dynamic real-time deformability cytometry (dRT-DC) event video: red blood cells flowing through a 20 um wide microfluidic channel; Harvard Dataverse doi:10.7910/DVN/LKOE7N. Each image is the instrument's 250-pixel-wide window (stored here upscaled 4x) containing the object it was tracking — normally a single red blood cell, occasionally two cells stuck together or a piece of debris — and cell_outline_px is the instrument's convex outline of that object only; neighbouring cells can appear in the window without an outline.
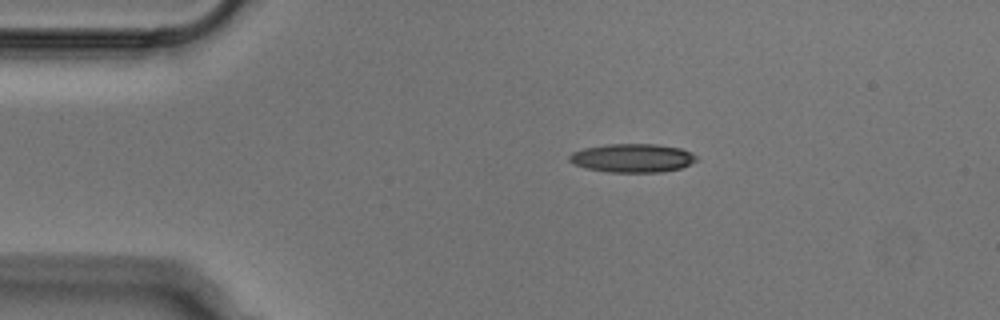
{"species": "Egyptian fruit bat (a non-hibernating species)", "species_latin": "Rousettus aegyptiacus", "temperature_condition": "cold", "stored_images_in_passage": 43, "camera_frame_rate_fps": 3000, "um_per_image_px": 0.085, "animal": {"sex": "male"}, "frame": {"image": 1, "passage_image": 1, "time_ms": 0.0, "image_size_px": [1000, 320], "cell_outline_px": [[700, 156], [696, 160], [680, 168], [664, 172], [608, 172], [584, 168], [572, 164], [568, 160], [568, 156], [572, 152], [584, 148], [608, 144], [656, 144], [680, 148], [692, 152]], "centroid_in_image_um": [53.74, 13.43], "position_along_channel_um": 31.3, "area_um2": 21.39}}
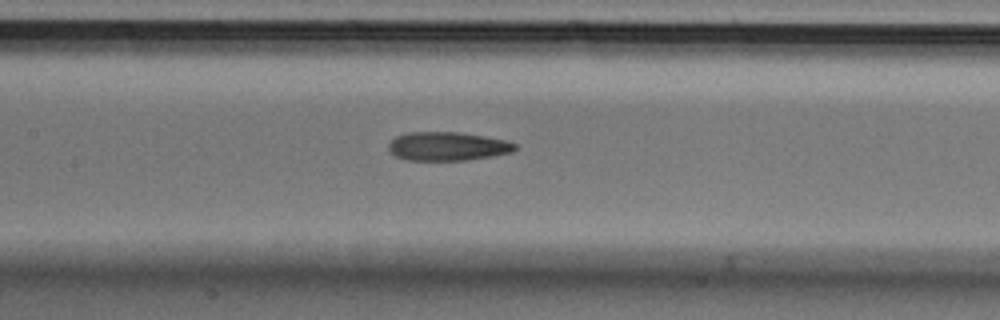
{"frame": {"image": 2, "passage_image": 15, "time_ms": 4.667, "image_size_px": [1000, 320], "cell_outline_px": [[516, 148], [512, 152], [492, 156], [468, 160], [404, 160], [396, 156], [388, 148], [388, 144], [396, 136], [408, 132], [456, 132], [484, 136], [508, 140], [516, 144]], "centroid_in_image_um": [38.05, 12.43], "position_along_channel_um": 169.4, "area_um2": 21.15}}
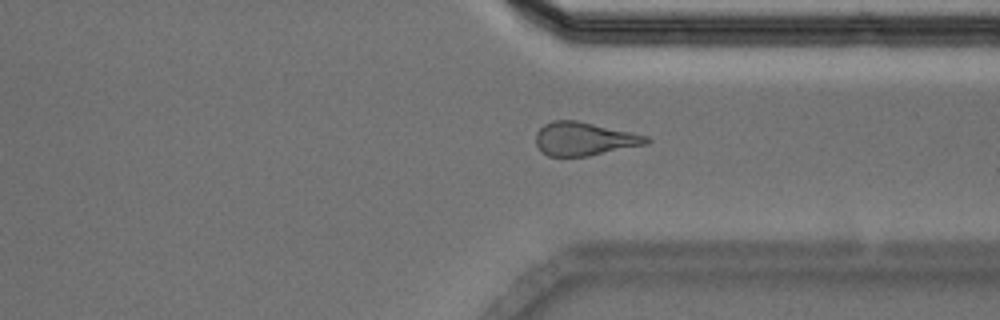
{"frame": {"image": 3, "passage_image": 30, "time_ms": 9.667, "image_size_px": [1000, 320], "cell_outline_px": [[652, 140], [648, 144], [588, 156], [548, 156], [540, 152], [536, 144], [536, 132], [544, 124], [552, 120], [576, 120], [648, 136]], "centroid_in_image_um": [49.64, 11.81], "position_along_channel_um": 361.8, "area_um2": 21.56}}